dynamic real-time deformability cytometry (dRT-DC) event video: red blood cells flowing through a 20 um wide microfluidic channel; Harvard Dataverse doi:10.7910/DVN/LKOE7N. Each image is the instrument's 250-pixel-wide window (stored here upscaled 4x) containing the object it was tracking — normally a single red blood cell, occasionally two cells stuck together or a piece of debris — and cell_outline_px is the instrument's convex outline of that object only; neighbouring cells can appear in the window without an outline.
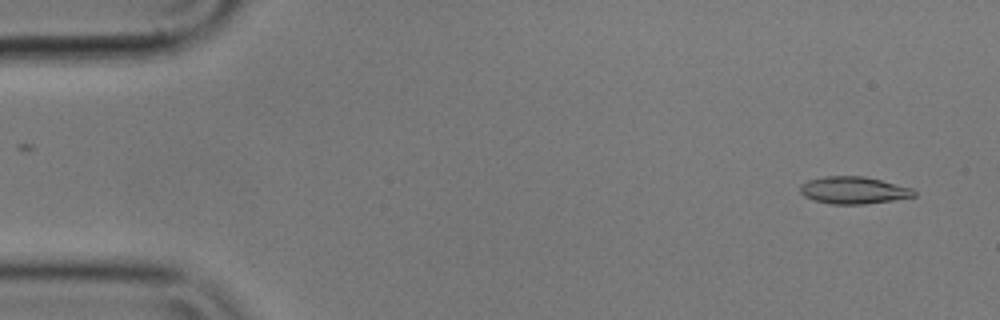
{"species": "common noctule bat (a hibernating species)", "species_latin": "Nyctalus noctula", "temperature_condition": "cold", "stored_images_in_passage": 56, "camera_frame_rate_fps": 3000, "um_per_image_px": 0.085, "animal": {"sex": "male", "body_mass_g": 17.9}, "frame": {"image": 1, "passage_image": 3, "time_ms": 0.667, "image_size_px": [1000, 320], "cell_outline_px": [[916, 196], [892, 200], [864, 204], [832, 204], [812, 200], [804, 196], [800, 192], [800, 184], [808, 180], [824, 176], [864, 176], [912, 188], [916, 192]], "centroid_in_image_um": [72.52, 16.17], "position_along_channel_um": 12.5, "area_um2": 18.03}}
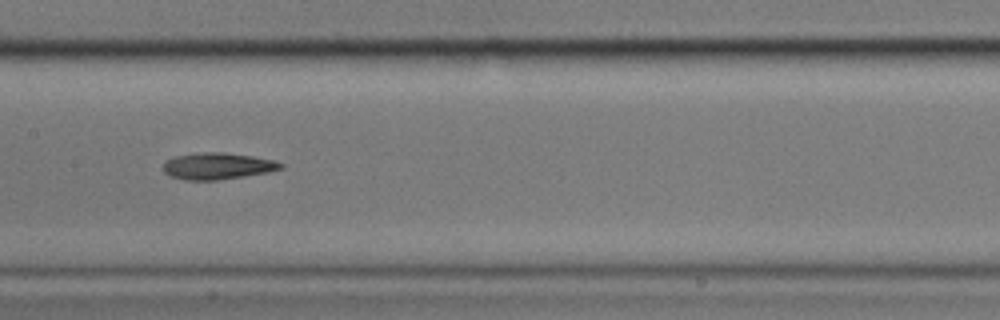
{"frame": {"image": 2, "passage_image": 27, "time_ms": 8.667, "image_size_px": [1000, 320], "cell_outline_px": [[284, 168], [268, 172], [244, 176], [216, 180], [184, 180], [168, 176], [164, 172], [164, 160], [176, 156], [196, 152], [224, 152], [252, 156], [272, 160], [284, 164]], "centroid_in_image_um": [18.45, 14.11], "position_along_channel_um": 188.9, "area_um2": 18.32}}
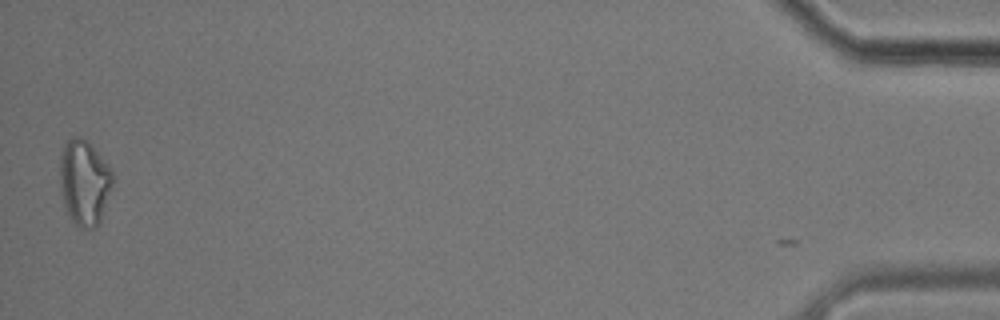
{"frame": {"image": 3, "passage_image": 55, "time_ms": 18.0, "image_size_px": [1000, 320], "cell_outline_px": [[112, 184], [100, 224], [96, 228], [80, 228], [72, 220], [64, 204], [60, 188], [60, 156], [64, 144], [72, 136], [80, 136], [92, 144], [112, 172]], "centroid_in_image_um": [7.16, 15.49], "position_along_channel_um": 428.0, "area_um2": 26.18}, "authors_computed_cell_mechanics": {"area_um2": 18.3226, "velocity_mm_per_s": 3.5521, "shape_relaxation_time_tau1_ms": 9.3104, "shape_relaxation_time_tau2_ms": null, "deformation_change_tau1": 0.1686, "deformation_change_tau2": null}}